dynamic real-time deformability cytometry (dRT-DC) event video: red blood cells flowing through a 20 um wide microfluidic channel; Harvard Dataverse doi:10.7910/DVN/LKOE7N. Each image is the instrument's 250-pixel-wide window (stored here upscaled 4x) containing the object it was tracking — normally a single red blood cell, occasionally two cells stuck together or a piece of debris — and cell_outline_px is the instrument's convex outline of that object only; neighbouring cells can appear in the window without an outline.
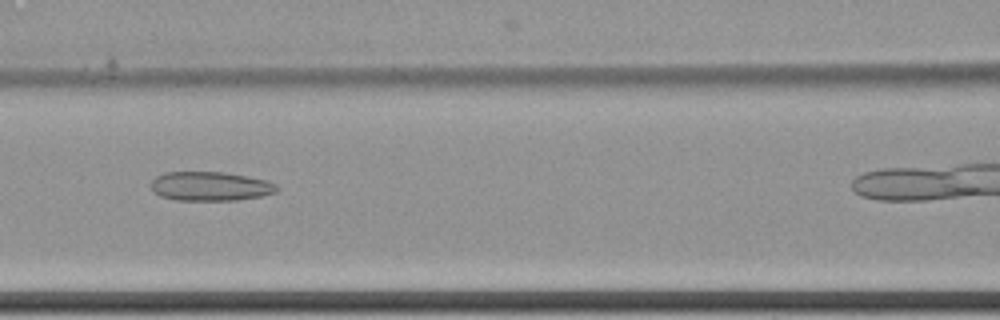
{"species": "common noctule bat (a hibernating species)", "species_latin": "Nyctalus noctula", "temperature_condition": "cold", "stored_images_in_passage": 9, "segment_of_instrument_passage": [1, 2], "camera_frame_rate_fps": 3000, "um_per_image_px": 0.085, "animal": {"sex": "female", "body_mass_g": 22.7, "forearm_length_mm": 54.2}, "frame": {"image": 1, "passage_image": 6, "time_ms": 1.667, "image_size_px": [1000, 320], "cell_outline_px": [[280, 188], [276, 192], [260, 196], [236, 200], [176, 200], [160, 196], [152, 188], [152, 180], [156, 176], [164, 172], [224, 172], [248, 176], [268, 180], [276, 184]], "centroid_in_image_um": [17.91, 15.82], "position_along_channel_um": 148.7, "area_um2": 21.39}}
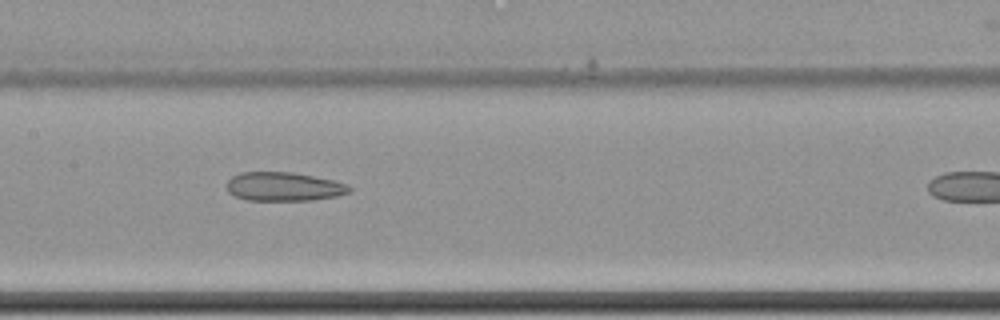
{"frame": {"image": 2, "passage_image": 7, "time_ms": 2.0, "image_size_px": [1000, 320], "cell_outline_px": [[352, 192], [336, 196], [312, 200], [248, 200], [236, 196], [228, 192], [228, 180], [232, 176], [240, 172], [292, 172], [332, 180], [348, 184], [352, 188]], "centroid_in_image_um": [24.15, 15.86], "position_along_channel_um": 183.3, "area_um2": 20.52}}